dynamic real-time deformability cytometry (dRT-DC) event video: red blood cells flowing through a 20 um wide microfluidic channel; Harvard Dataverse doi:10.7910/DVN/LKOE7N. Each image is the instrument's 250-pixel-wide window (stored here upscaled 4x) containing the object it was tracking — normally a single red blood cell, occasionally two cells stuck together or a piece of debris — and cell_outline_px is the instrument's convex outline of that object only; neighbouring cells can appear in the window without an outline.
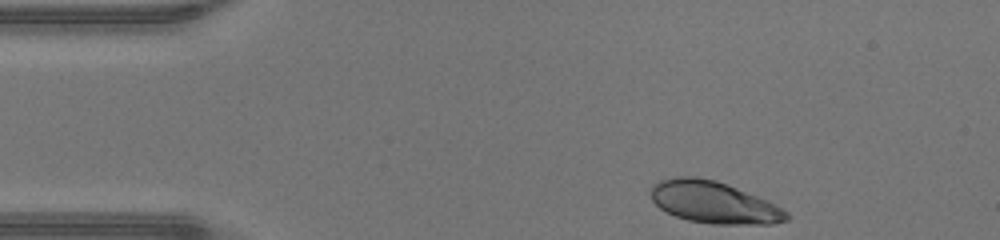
{"species": "human", "species_latin": "Homo sapiens", "temperature_condition": "warm", "stored_images_in_passage": 33, "camera_frame_rate_fps": 3000, "um_per_image_px": 0.085, "donor": {"sex": "male"}, "frame": {"image": 1, "passage_image": 1, "time_ms": 0.0, "image_size_px": [1000, 240], "cell_outline_px": [[788, 220], [772, 224], [712, 224], [688, 220], [676, 216], [660, 208], [652, 200], [652, 184], [660, 180], [676, 176], [696, 176], [716, 180], [756, 196], [788, 212]], "centroid_in_image_um": [60.63, 17.2], "position_along_channel_um": 24.4, "area_um2": 32.71}}
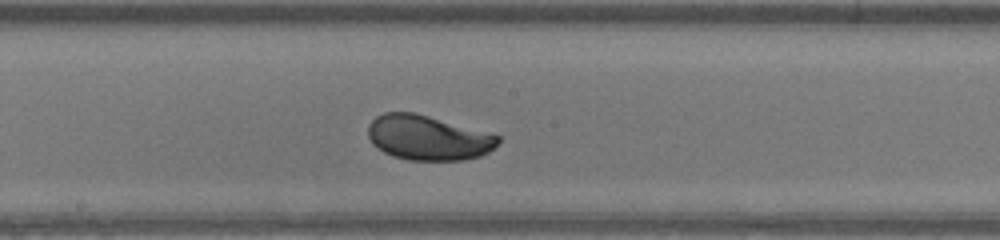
{"frame": {"image": 2, "passage_image": 19, "time_ms": 6.0, "image_size_px": [1000, 240], "cell_outline_px": [[500, 140], [488, 152], [480, 156], [464, 160], [408, 160], [392, 156], [384, 152], [372, 144], [368, 136], [368, 124], [376, 116], [384, 112], [412, 112], [428, 116], [500, 136]], "centroid_in_image_um": [36.33, 11.71], "position_along_channel_um": 211.9, "area_um2": 33.7}}
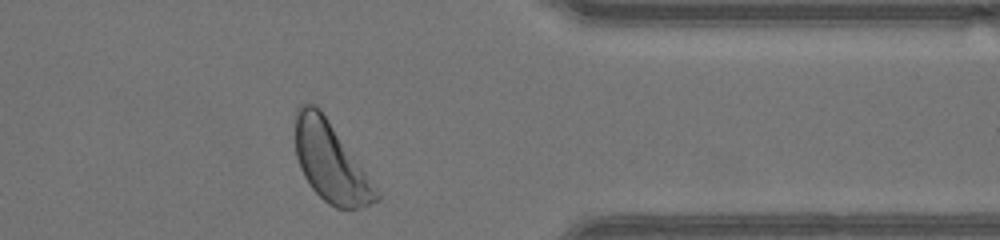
{"frame": {"image": 3, "passage_image": 32, "time_ms": 10.333, "image_size_px": [1000, 240], "cell_outline_px": [[380, 200], [360, 208], [336, 208], [328, 204], [308, 184], [300, 168], [296, 156], [296, 108], [300, 104], [316, 104], [320, 108], [380, 192]], "centroid_in_image_um": [28.1, 13.78], "position_along_channel_um": 383.3, "area_um2": 37.17}, "authors_computed_cell_mechanics": {"area_um2": 34.2754, "velocity_mm_per_s": 4.3165, "shape_relaxation_time_tau1_ms": 1.6932, "shape_relaxation_time_tau2_ms": null, "deformation_change_tau1": 0.1285, "deformation_change_tau2": null}}